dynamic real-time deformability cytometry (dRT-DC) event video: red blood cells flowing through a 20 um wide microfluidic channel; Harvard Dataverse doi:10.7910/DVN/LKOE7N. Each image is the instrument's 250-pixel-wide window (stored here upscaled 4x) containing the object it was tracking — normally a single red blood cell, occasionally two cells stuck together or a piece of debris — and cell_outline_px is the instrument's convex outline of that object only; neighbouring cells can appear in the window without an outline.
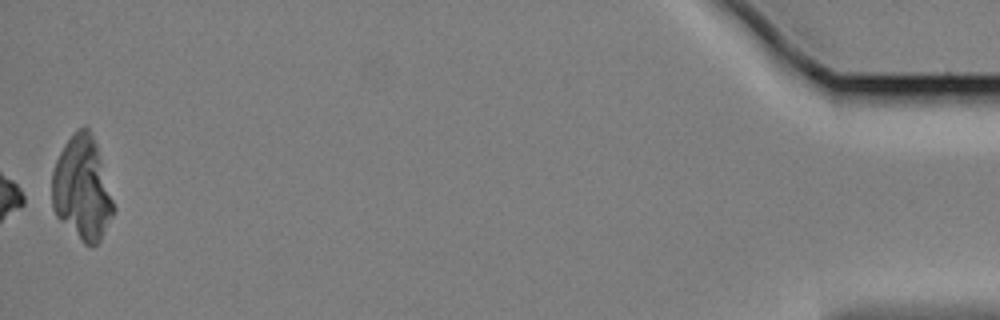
{"species": "Egyptian fruit bat (a non-hibernating species)", "species_latin": "Rousettus aegyptiacus", "temperature_condition": "cold", "stored_images_in_passage": 45, "camera_frame_rate_fps": 3000, "um_per_image_px": 0.085, "animal": {"sex": "female"}, "frame": {"image": 1, "passage_image": 45, "time_ms": 14.667, "image_size_px": [1000, 320], "cell_outline_px": [[116, 208], [100, 240], [92, 248], [84, 244], [56, 216], [52, 208], [52, 172], [56, 160], [64, 144], [72, 132], [76, 128], [84, 124], [88, 128], [96, 144]], "centroid_in_image_um": [6.97, 16.01], "position_along_channel_um": 428.2, "area_um2": 37.34}, "authors_computed_cell_mechanics": {"area_um2": 17.6868, "velocity_mm_per_s": 3.351, "shape_relaxation_time_tau1_ms": 1.6926, "shape_relaxation_time_tau2_ms": null, "deformation_change_tau1": 0.0958, "deformation_change_tau2": null}}